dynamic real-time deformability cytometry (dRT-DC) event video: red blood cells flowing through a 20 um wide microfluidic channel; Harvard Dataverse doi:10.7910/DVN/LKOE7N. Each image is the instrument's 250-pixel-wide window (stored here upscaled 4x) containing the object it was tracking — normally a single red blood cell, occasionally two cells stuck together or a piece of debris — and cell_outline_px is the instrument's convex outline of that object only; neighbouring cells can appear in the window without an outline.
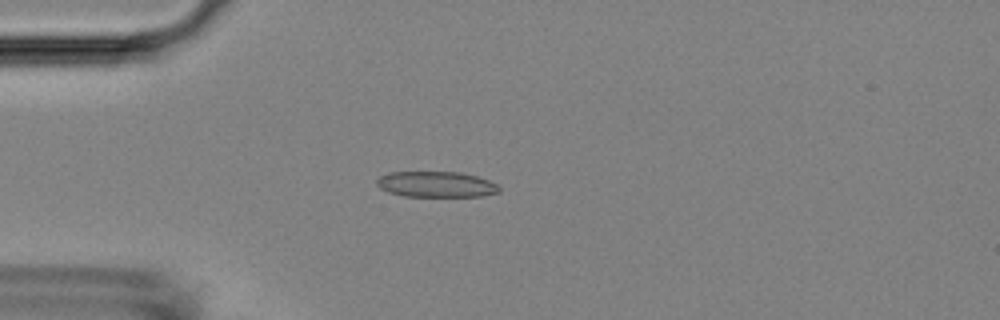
{"species": "Egyptian fruit bat (a non-hibernating species)", "species_latin": "Rousettus aegyptiacus", "temperature_condition": "room temperature", "stored_images_in_passage": 54, "camera_frame_rate_fps": 3000, "um_per_image_px": 0.085, "animal": {"sex": "female"}, "frame": {"image": 1, "passage_image": 15, "time_ms": 4.667, "image_size_px": [1000, 320], "cell_outline_px": [[500, 192], [480, 196], [404, 196], [388, 192], [380, 188], [376, 184], [376, 180], [380, 176], [388, 172], [460, 172], [476, 176], [488, 180], [496, 184], [500, 188]], "centroid_in_image_um": [37.05, 15.66], "position_along_channel_um": 48.0, "area_um2": 18.32}}
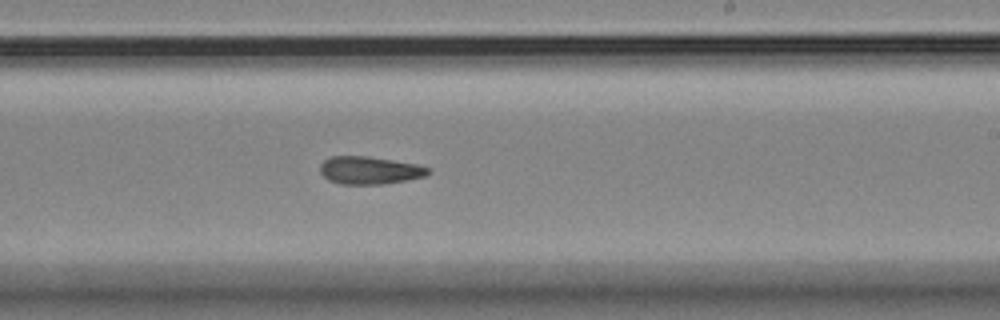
{"frame": {"image": 2, "passage_image": 33, "time_ms": 10.667, "image_size_px": [1000, 320], "cell_outline_px": [[428, 172], [424, 176], [408, 180], [384, 184], [340, 184], [328, 180], [320, 172], [320, 164], [324, 160], [332, 156], [368, 156], [416, 164], [428, 168]], "centroid_in_image_um": [31.37, 14.48], "position_along_channel_um": 257.6, "area_um2": 17.34}}
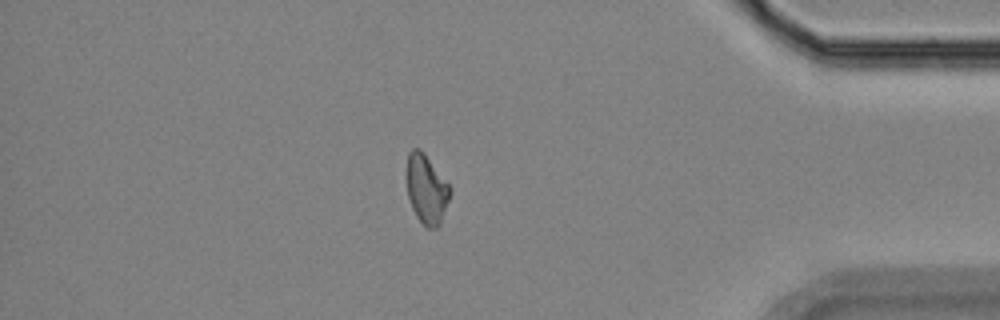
{"frame": {"image": 3, "passage_image": 47, "time_ms": 15.333, "image_size_px": [1000, 320], "cell_outline_px": [[448, 200], [440, 224], [436, 228], [428, 228], [416, 216], [412, 208], [408, 196], [404, 172], [408, 152], [412, 148], [420, 148], [424, 152], [448, 184]], "centroid_in_image_um": [36.17, 16.02], "position_along_channel_um": 399.0, "area_um2": 17.46}, "authors_computed_cell_mechanics": {"area_um2": 17.918, "velocity_mm_per_s": 3.7168, "shape_relaxation_time_tau1_ms": null, "shape_relaxation_time_tau2_ms": 6.6488, "deformation_change_tau1": null, "deformation_change_tau2": 0.1362}}